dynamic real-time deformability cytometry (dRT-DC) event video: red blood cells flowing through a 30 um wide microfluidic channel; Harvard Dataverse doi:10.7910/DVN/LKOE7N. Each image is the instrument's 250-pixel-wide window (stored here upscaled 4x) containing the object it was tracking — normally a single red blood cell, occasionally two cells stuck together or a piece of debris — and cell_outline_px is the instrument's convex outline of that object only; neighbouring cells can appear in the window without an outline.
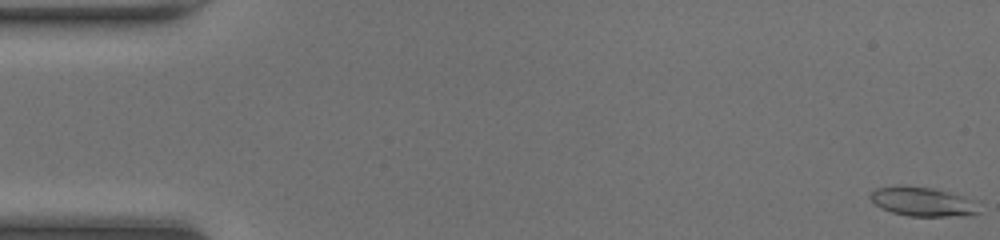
{"species": "common noctule bat (a hibernating species)", "species_latin": "Nyctalus noctula", "temperature_condition": "room temperature", "stored_images_in_passage": 48, "camera_frame_rate_fps": 3000, "um_per_image_px": 0.085, "animal": {"sex": "female", "body_mass_g": 20.0, "forearm_length_mm": 54.0}, "frame": {"image": 1, "passage_image": 1, "time_ms": 0.0, "image_size_px": [1000, 240], "cell_outline_px": [[980, 212], [972, 216], [908, 216], [892, 212], [880, 208], [868, 196], [876, 188], [896, 184], [904, 184], [932, 188], [980, 200]], "centroid_in_image_um": [78.5, 17.13], "position_along_channel_um": 6.5, "area_um2": 19.19}}
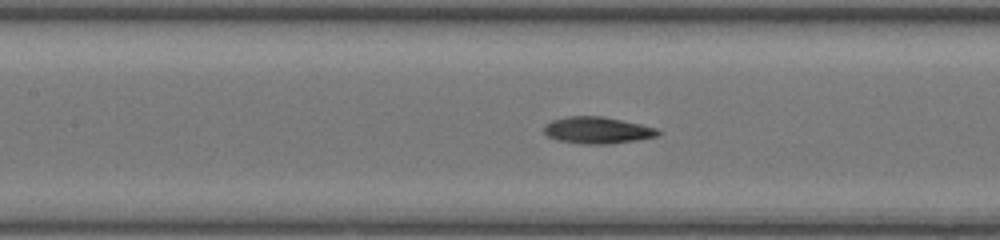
{"frame": {"image": 2, "passage_image": 22, "time_ms": 7.0, "image_size_px": [1000, 240], "cell_outline_px": [[660, 132], [656, 136], [640, 140], [608, 144], [584, 144], [560, 140], [548, 136], [544, 132], [544, 124], [552, 120], [568, 116], [604, 116], [640, 124], [656, 128]], "centroid_in_image_um": [50.77, 11.06], "position_along_channel_um": 156.6, "area_um2": 17.69}}
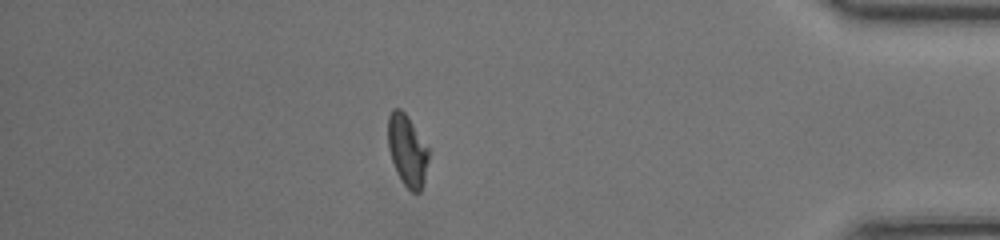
{"frame": {"image": 3, "passage_image": 42, "time_ms": 13.667, "image_size_px": [1000, 240], "cell_outline_px": [[428, 160], [424, 180], [420, 192], [412, 192], [404, 184], [396, 172], [388, 148], [388, 116], [392, 108], [400, 108], [408, 116], [428, 148]], "centroid_in_image_um": [34.6, 12.76], "position_along_channel_um": 400.6, "area_um2": 16.76}, "authors_computed_cell_mechanics": {"area_um2": 17.1666, "velocity_mm_per_s": 4.309, "shape_relaxation_time_tau1_ms": 4.2091, "shape_relaxation_time_tau2_ms": 1.394, "deformation_change_tau1": 0.1686, "deformation_change_tau2": 0.0798}}